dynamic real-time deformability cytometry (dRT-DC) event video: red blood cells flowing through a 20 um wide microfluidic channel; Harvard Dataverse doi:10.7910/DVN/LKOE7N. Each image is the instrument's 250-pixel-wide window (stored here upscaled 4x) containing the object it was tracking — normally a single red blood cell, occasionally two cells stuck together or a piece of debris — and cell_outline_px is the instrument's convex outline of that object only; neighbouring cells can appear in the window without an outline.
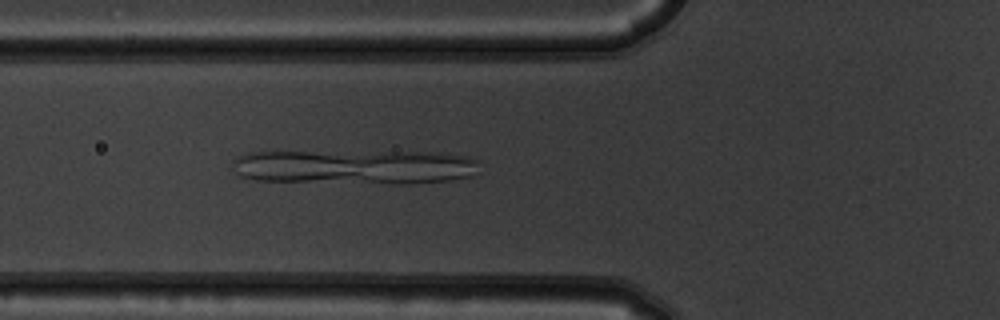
{"species": "common noctule bat (a hibernating species)", "species_latin": "Nyctalus noctula", "temperature_condition": "warm", "stored_images_in_passage": 5, "camera_frame_rate_fps": 3000, "um_per_image_px": 0.085, "animal": {"sex": "male", "body_mass_g": 19.5, "forearm_length_mm": 54.6}, "frame": {"image": 1, "passage_image": 5, "time_ms": 1.333, "image_size_px": [1000, 320], "cell_outline_px": [[480, 160], [472, 176], [452, 180], [408, 184], [392, 184], [256, 180], [240, 176], [236, 172], [232, 164], [232, 160], [236, 156], [244, 152], [440, 152], [468, 156]], "centroid_in_image_um": [30.17, 14.19], "position_along_channel_um": 95.6, "area_um2": 50.29}}